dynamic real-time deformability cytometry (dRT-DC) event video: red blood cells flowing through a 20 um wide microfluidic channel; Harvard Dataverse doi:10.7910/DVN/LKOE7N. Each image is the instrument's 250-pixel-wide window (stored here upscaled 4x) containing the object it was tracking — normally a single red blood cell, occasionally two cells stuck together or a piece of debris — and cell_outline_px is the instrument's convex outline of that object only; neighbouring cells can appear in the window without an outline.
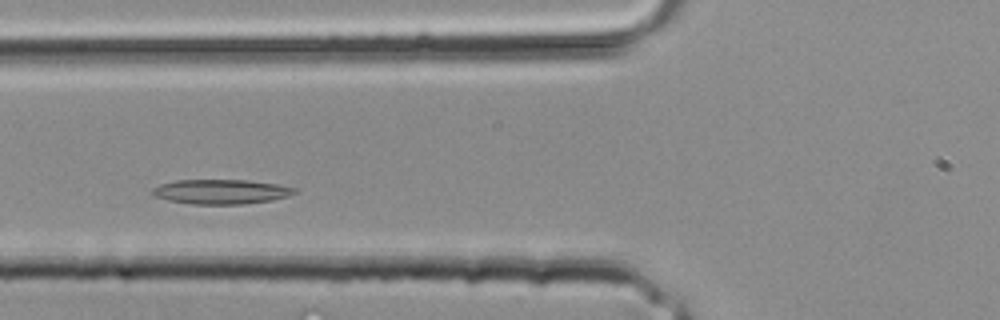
{"species": "common noctule bat (a hibernating species)", "species_latin": "Nyctalus noctula", "temperature_condition": "room temperature", "stored_images_in_passage": 16, "camera_frame_rate_fps": 3000, "um_per_image_px": 0.085, "animal": {"sex": "male", "body_mass_g": 20.4}, "frame": {"image": 1, "passage_image": 6, "time_ms": 1.667, "image_size_px": [1000, 320], "cell_outline_px": [[300, 192], [288, 196], [272, 200], [244, 204], [192, 204], [168, 200], [156, 196], [152, 192], [152, 188], [160, 184], [176, 180], [248, 180], [276, 184], [296, 188]], "centroid_in_image_um": [18.83, 16.29], "position_along_channel_um": 107.0, "area_um2": 20.4}}
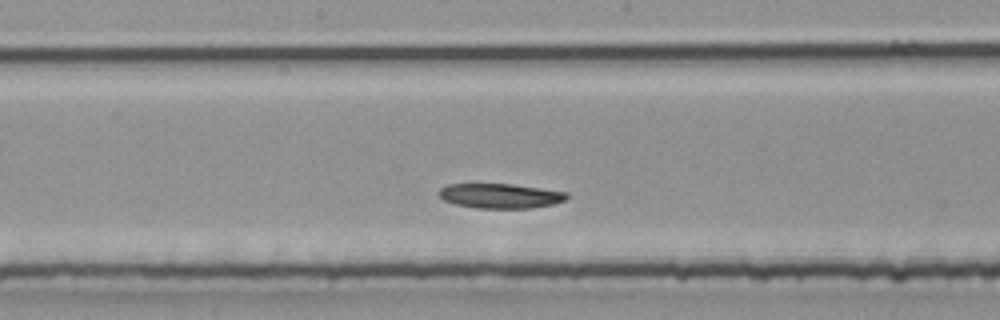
{"frame": {"image": 2, "passage_image": 11, "time_ms": 3.333, "image_size_px": [1000, 320], "cell_outline_px": [[568, 196], [564, 200], [552, 204], [532, 208], [476, 208], [456, 204], [444, 200], [436, 192], [440, 188], [448, 184], [512, 184], [568, 192]], "centroid_in_image_um": [42.5, 16.64], "position_along_channel_um": 205.7, "area_um2": 18.38}}
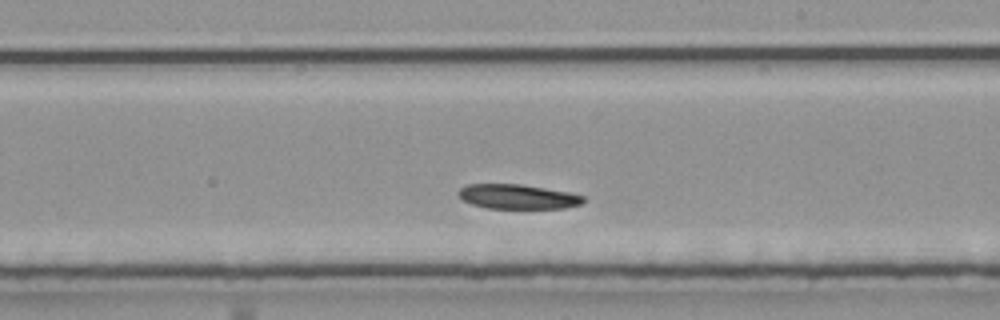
{"frame": {"image": 3, "passage_image": 13, "time_ms": 4.0, "image_size_px": [1000, 320], "cell_outline_px": [[584, 200], [580, 204], [564, 208], [488, 208], [472, 204], [464, 200], [456, 192], [460, 188], [468, 184], [520, 184], [572, 192], [584, 196]], "centroid_in_image_um": [44.02, 16.7], "position_along_channel_um": 245.0, "area_um2": 17.86}}